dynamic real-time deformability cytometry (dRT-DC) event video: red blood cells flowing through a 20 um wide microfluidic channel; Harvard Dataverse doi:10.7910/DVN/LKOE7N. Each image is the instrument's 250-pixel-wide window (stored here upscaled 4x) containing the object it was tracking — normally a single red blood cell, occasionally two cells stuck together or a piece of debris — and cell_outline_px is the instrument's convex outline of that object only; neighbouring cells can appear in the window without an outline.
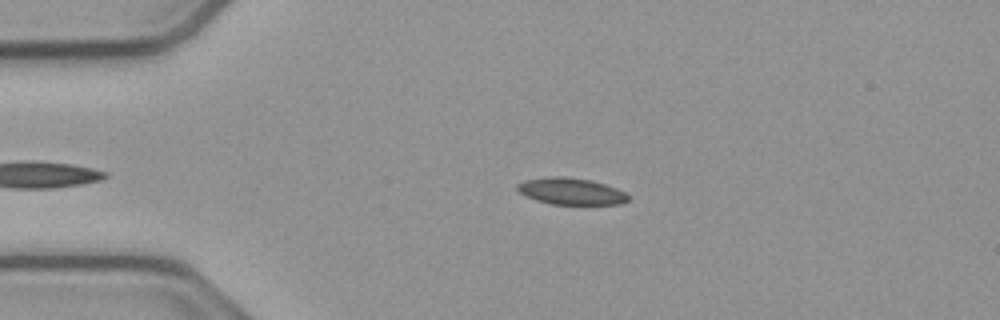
{"species": "common noctule bat (a hibernating species)", "species_latin": "Nyctalus noctula", "temperature_condition": "cold", "stored_images_in_passage": 40, "camera_frame_rate_fps": 3000, "um_per_image_px": 0.085, "animal": {"sex": "male", "body_mass_g": 23.1, "forearm_length_mm": 52.7}, "frame": {"image": 1, "passage_image": 3, "time_ms": 0.667, "image_size_px": [1000, 320], "cell_outline_px": [[628, 200], [620, 204], [552, 204], [536, 200], [524, 196], [516, 188], [516, 184], [524, 180], [552, 176], [560, 176], [588, 180], [604, 184], [616, 188], [624, 192], [628, 196]], "centroid_in_image_um": [48.49, 16.26], "position_along_channel_um": 36.5, "area_um2": 17.05}}
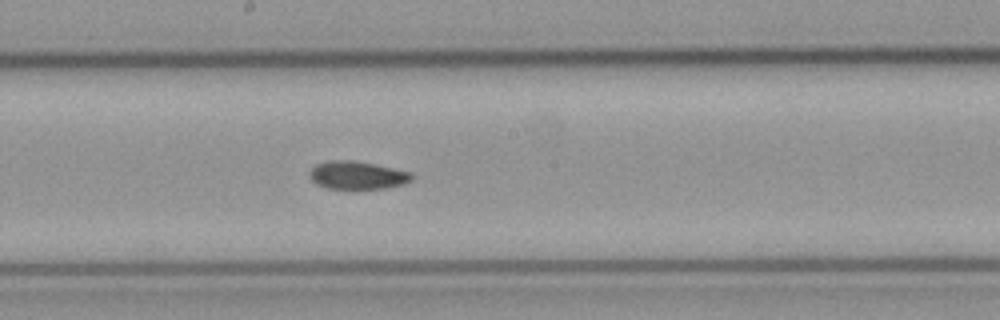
{"frame": {"image": 2, "passage_image": 20, "time_ms": 6.333, "image_size_px": [1000, 320], "cell_outline_px": [[412, 180], [404, 184], [384, 188], [328, 188], [316, 184], [308, 176], [308, 172], [316, 164], [328, 160], [352, 160], [412, 172]], "centroid_in_image_um": [30.33, 14.89], "position_along_channel_um": 217.9, "area_um2": 16.53}}
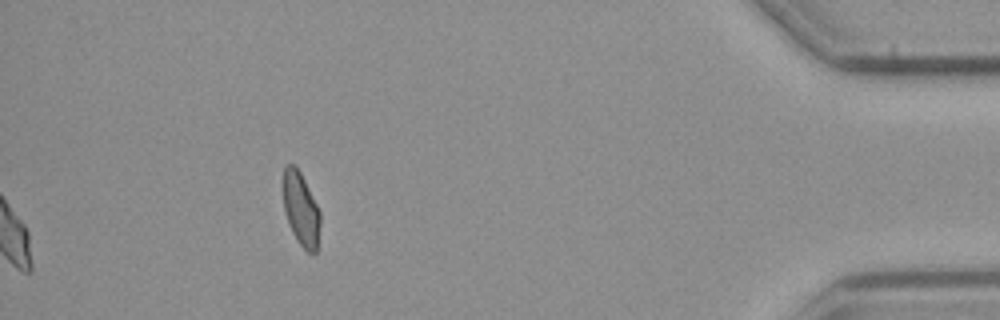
{"frame": {"image": 3, "passage_image": 40, "time_ms": 13.0, "image_size_px": [1000, 320], "cell_outline_px": [[320, 224], [316, 252], [312, 256], [300, 244], [292, 232], [288, 224], [284, 212], [284, 168], [288, 164], [292, 164], [300, 172], [320, 212]], "centroid_in_image_um": [25.58, 17.83], "position_along_channel_um": 409.6, "area_um2": 15.55}, "authors_computed_cell_mechanics": {"area_um2": 17.1666, "velocity_mm_per_s": 3.7931, "shape_relaxation_time_tau1_ms": null, "shape_relaxation_time_tau2_ms": 3.4895, "deformation_change_tau1": null, "deformation_change_tau2": 0.0748}}